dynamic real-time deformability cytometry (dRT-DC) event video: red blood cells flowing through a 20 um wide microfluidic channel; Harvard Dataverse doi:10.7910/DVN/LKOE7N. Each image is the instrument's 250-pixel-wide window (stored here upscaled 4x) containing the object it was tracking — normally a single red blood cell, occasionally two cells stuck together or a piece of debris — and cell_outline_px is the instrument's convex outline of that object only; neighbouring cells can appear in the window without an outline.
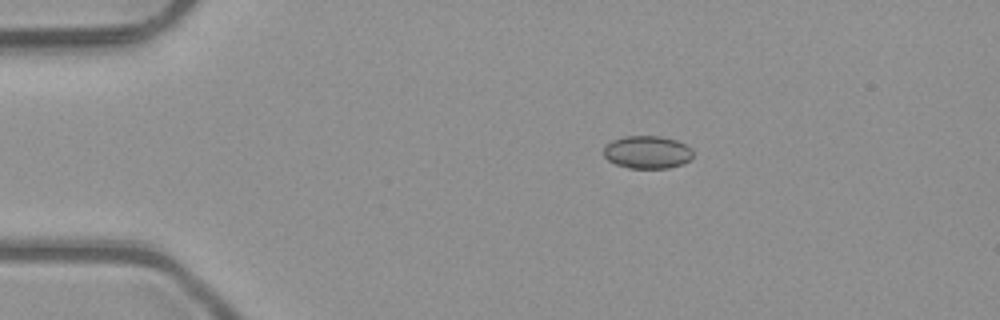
{"species": "common noctule bat (a hibernating species)", "species_latin": "Nyctalus noctula", "temperature_condition": "room temperature", "stored_images_in_passage": 4, "camera_frame_rate_fps": 3000, "um_per_image_px": 0.085, "animal": {"sex": "male", "body_mass_g": 23.1, "forearm_length_mm": 52.7}, "frame": {"image": 1, "passage_image": 3, "time_ms": 0.667, "image_size_px": [1000, 320], "cell_outline_px": [[692, 160], [684, 164], [668, 168], [628, 168], [616, 164], [608, 160], [604, 156], [604, 144], [612, 140], [624, 136], [660, 136], [676, 140], [688, 144], [692, 148]], "centroid_in_image_um": [55.04, 12.93], "position_along_channel_um": 30.0, "area_um2": 17.4}}